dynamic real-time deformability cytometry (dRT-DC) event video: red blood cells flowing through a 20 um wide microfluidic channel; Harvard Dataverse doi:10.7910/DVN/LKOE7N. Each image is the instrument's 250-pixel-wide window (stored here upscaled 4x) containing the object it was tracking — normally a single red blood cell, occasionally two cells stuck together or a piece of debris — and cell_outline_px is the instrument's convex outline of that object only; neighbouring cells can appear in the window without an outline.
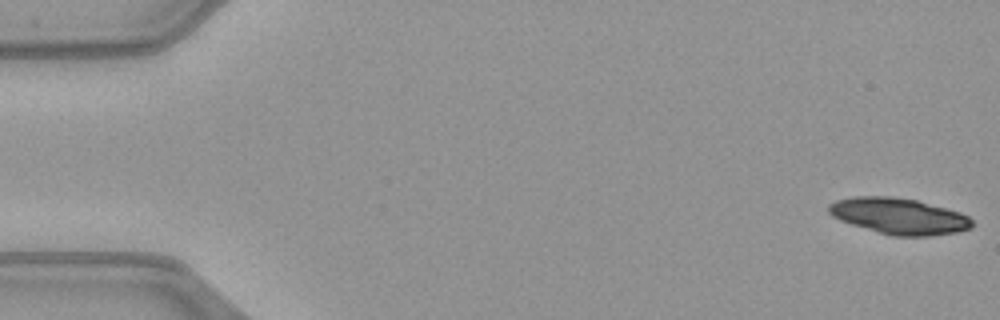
{"species": "common noctule bat (a hibernating species)", "species_latin": "Nyctalus noctula", "temperature_condition": "warm", "stored_images_in_passage": 29, "camera_frame_rate_fps": 3000, "um_per_image_px": 0.085, "animal": {"sex": "female", "body_mass_g": 21.9}, "frame": {"image": 1, "passage_image": 1, "time_ms": 0.0, "image_size_px": [1000, 320], "cell_outline_px": [[972, 228], [960, 232], [928, 236], [892, 236], [852, 224], [840, 220], [832, 216], [828, 212], [828, 204], [836, 200], [856, 196], [892, 196], [916, 200], [960, 212], [968, 216], [972, 220]], "centroid_in_image_um": [76.42, 18.37], "position_along_channel_um": 8.6, "area_um2": 30.17}}
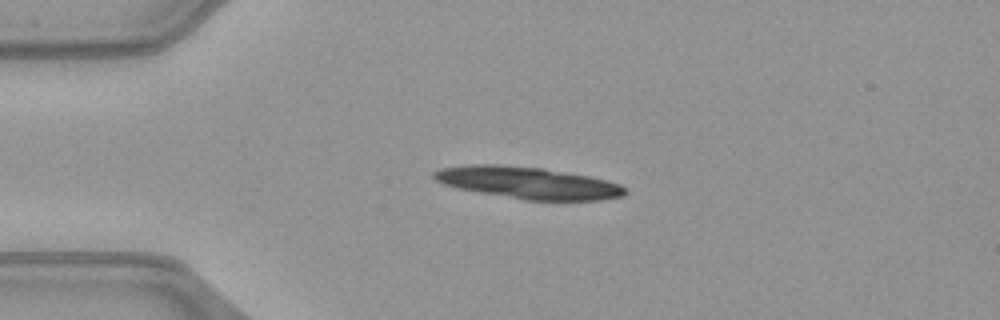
{"frame": {"image": 2, "passage_image": 12, "time_ms": 3.667, "image_size_px": [1000, 320], "cell_outline_px": [[628, 192], [624, 196], [600, 200], [524, 200], [456, 188], [444, 184], [436, 180], [432, 176], [432, 172], [440, 168], [464, 164], [500, 164], [544, 168], [588, 176], [620, 184], [628, 188]], "centroid_in_image_um": [44.86, 15.53], "position_along_channel_um": 40.1, "area_um2": 35.78}}
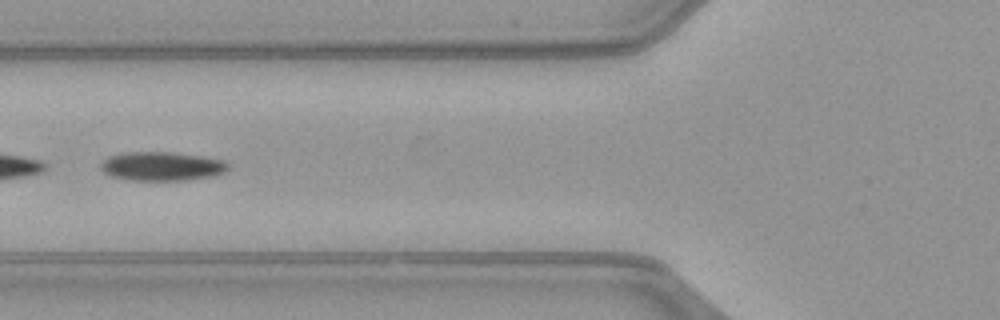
{"frame": {"image": 3, "passage_image": 20, "time_ms": 6.333, "image_size_px": [1000, 320], "cell_outline_px": [[228, 168], [224, 172], [216, 176], [188, 180], [128, 180], [108, 176], [100, 168], [100, 164], [108, 156], [124, 152], [172, 152], [200, 156], [224, 160], [228, 164]], "centroid_in_image_um": [13.73, 14.14], "position_along_channel_um": 112.1, "area_um2": 21.68}}